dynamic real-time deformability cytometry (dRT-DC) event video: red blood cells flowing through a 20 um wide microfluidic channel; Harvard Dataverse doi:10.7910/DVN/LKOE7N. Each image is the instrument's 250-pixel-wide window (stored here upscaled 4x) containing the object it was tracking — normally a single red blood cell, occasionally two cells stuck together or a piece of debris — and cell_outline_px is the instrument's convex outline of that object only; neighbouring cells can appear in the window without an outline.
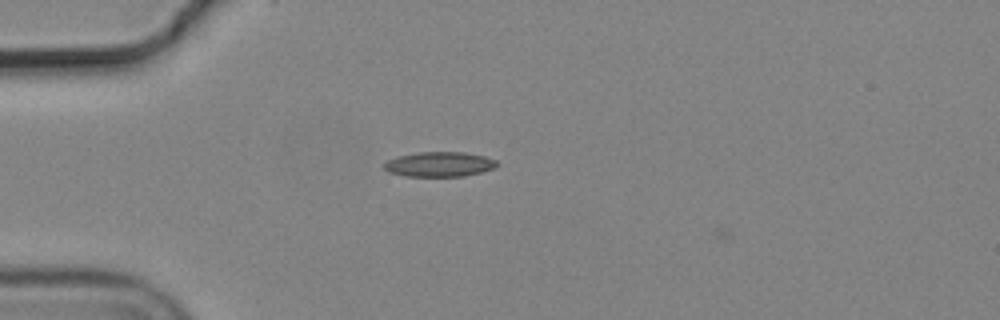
{"species": "common noctule bat (a hibernating species)", "species_latin": "Nyctalus noctula", "temperature_condition": "cold", "stored_images_in_passage": 8, "camera_frame_rate_fps": 3000, "um_per_image_px": 0.085, "animal": {"sex": "male", "body_mass_g": 19.2, "forearm_length_mm": 51.8}, "frame": {"image": 1, "passage_image": 7, "time_ms": 2.0, "image_size_px": [1000, 320], "cell_outline_px": [[500, 164], [496, 168], [464, 176], [404, 176], [388, 172], [384, 168], [384, 164], [388, 160], [396, 156], [420, 152], [464, 152], [484, 156], [496, 160]], "centroid_in_image_um": [37.36, 13.96], "position_along_channel_um": 47.6, "area_um2": 16.42}}